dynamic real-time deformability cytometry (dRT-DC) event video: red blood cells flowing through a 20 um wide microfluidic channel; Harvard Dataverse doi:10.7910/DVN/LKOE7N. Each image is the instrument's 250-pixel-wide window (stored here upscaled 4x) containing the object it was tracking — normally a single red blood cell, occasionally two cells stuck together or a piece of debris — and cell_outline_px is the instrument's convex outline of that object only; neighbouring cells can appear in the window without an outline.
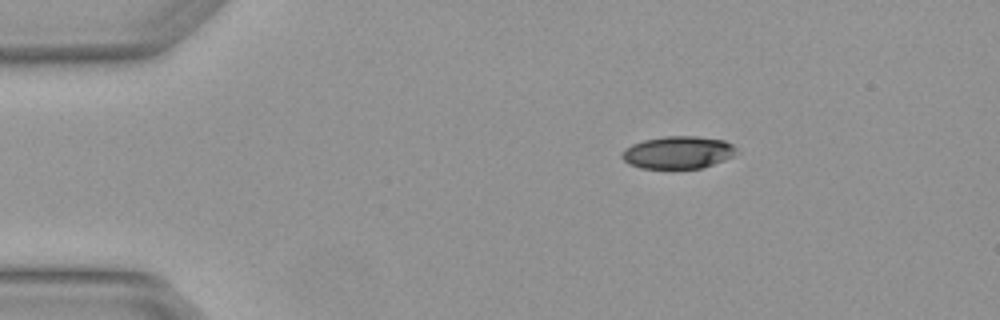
{"species": "Egyptian fruit bat (a non-hibernating species)", "species_latin": "Rousettus aegyptiacus", "temperature_condition": "warm", "stored_images_in_passage": 2, "camera_frame_rate_fps": 3000, "um_per_image_px": 0.085, "animal": {"sex": "female"}, "frame": {"image": 1, "passage_image": 2, "time_ms": 0.333, "image_size_px": [1000, 320], "cell_outline_px": [[740, 152], [724, 160], [700, 168], [640, 168], [628, 164], [620, 156], [624, 148], [632, 144], [644, 140], [664, 136], [696, 136], [724, 140], [732, 144]], "centroid_in_image_um": [57.62, 12.95], "position_along_channel_um": 27.4, "area_um2": 21.73}}